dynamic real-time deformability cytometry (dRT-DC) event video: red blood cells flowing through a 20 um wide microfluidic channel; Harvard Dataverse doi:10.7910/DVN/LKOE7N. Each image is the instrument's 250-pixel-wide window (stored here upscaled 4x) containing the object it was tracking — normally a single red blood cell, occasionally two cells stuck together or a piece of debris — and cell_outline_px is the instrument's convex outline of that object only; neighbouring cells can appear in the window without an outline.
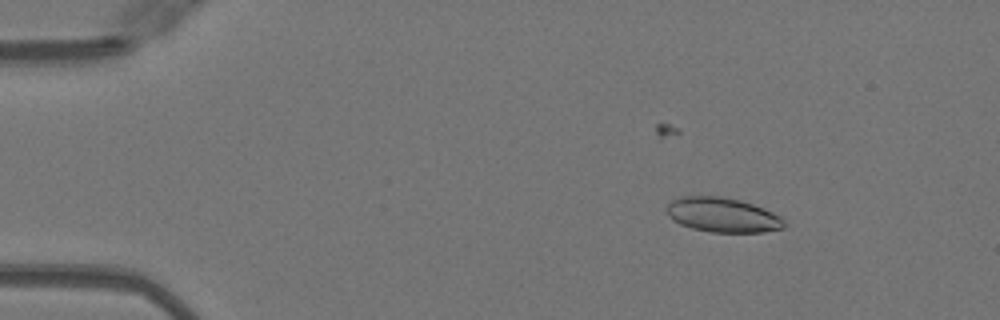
{"species": "Egyptian fruit bat (a non-hibernating species)", "species_latin": "Rousettus aegyptiacus", "temperature_condition": "warm", "stored_images_in_passage": 50, "camera_frame_rate_fps": 3000, "um_per_image_px": 0.085, "animal": {"sex": "female"}, "frame": {"image": 1, "passage_image": 7, "time_ms": 2.0, "image_size_px": [1000, 320], "cell_outline_px": [[784, 228], [764, 232], [712, 232], [692, 228], [680, 224], [672, 220], [664, 208], [672, 200], [684, 196], [720, 196], [740, 200], [764, 208], [780, 216], [784, 220]], "centroid_in_image_um": [61.4, 18.27], "position_along_channel_um": 23.6, "area_um2": 23.7}}
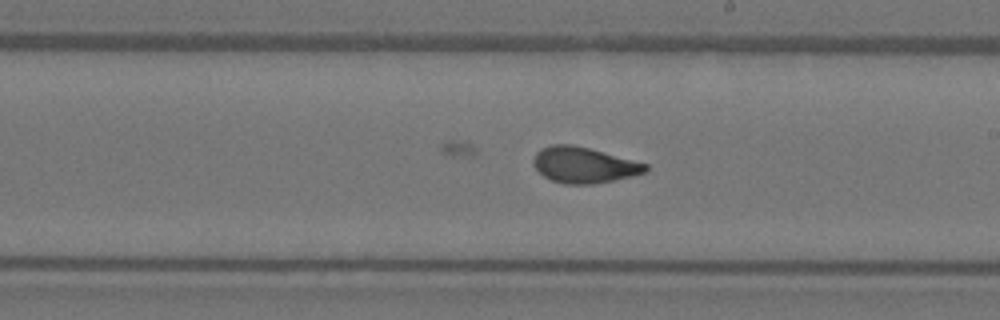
{"frame": {"image": 2, "passage_image": 29, "time_ms": 9.333, "image_size_px": [1000, 320], "cell_outline_px": [[648, 172], [632, 176], [592, 184], [564, 184], [552, 180], [544, 176], [532, 164], [532, 160], [536, 152], [540, 148], [552, 144], [572, 144], [588, 148], [648, 164]], "centroid_in_image_um": [49.61, 14.02], "position_along_channel_um": 239.4, "area_um2": 23.35}}
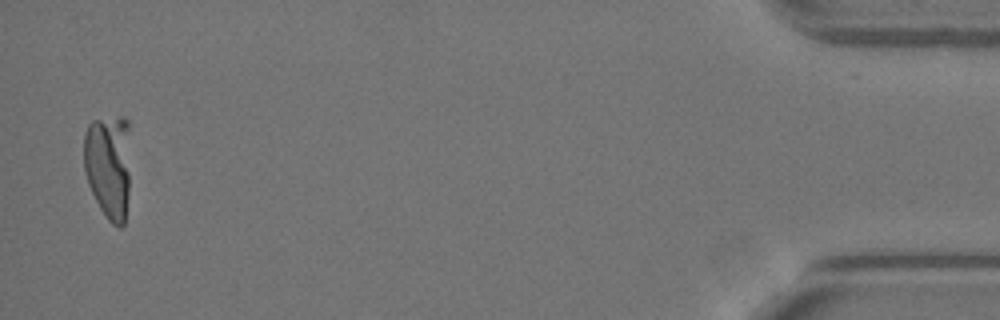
{"frame": {"image": 3, "passage_image": 49, "time_ms": 16.0, "image_size_px": [1000, 320], "cell_outline_px": [[128, 192], [124, 224], [120, 228], [112, 224], [108, 220], [100, 208], [88, 184], [84, 172], [84, 132], [88, 124], [92, 120], [120, 116], [124, 116], [128, 120]], "centroid_in_image_um": [9.2, 14.07], "position_along_channel_um": 426.0, "area_um2": 28.67}}